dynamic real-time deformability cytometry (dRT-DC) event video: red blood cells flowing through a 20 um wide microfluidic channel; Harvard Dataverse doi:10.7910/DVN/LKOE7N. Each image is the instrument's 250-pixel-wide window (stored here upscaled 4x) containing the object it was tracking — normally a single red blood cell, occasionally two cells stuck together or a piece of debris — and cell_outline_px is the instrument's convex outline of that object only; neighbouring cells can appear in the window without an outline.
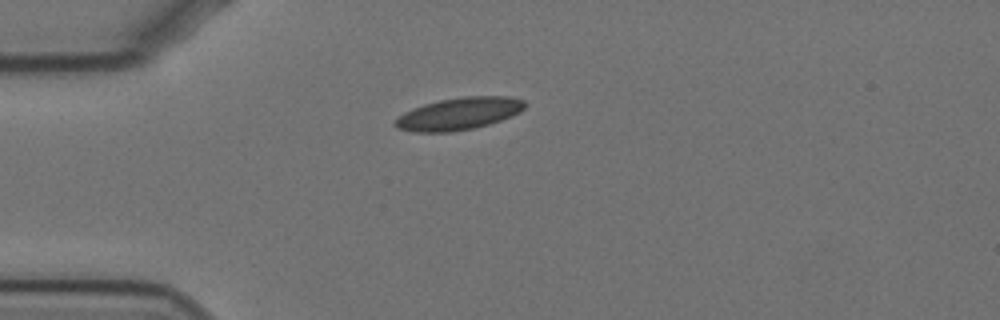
{"species": "Egyptian fruit bat (a non-hibernating species)", "species_latin": "Rousettus aegyptiacus", "temperature_condition": "cold", "stored_images_in_passage": 38, "camera_frame_rate_fps": 3000, "um_per_image_px": 0.085, "animal": {"sex": "female"}, "frame": {"image": 1, "passage_image": 1, "time_ms": 0.0, "image_size_px": [1000, 320], "cell_outline_px": [[528, 104], [520, 112], [512, 116], [488, 124], [472, 128], [452, 132], [412, 132], [396, 128], [392, 124], [404, 112], [412, 108], [424, 104], [440, 100], [464, 96], [512, 96], [524, 100]], "centroid_in_image_um": [39.02, 9.66], "position_along_channel_um": 46.0, "area_um2": 24.51}}
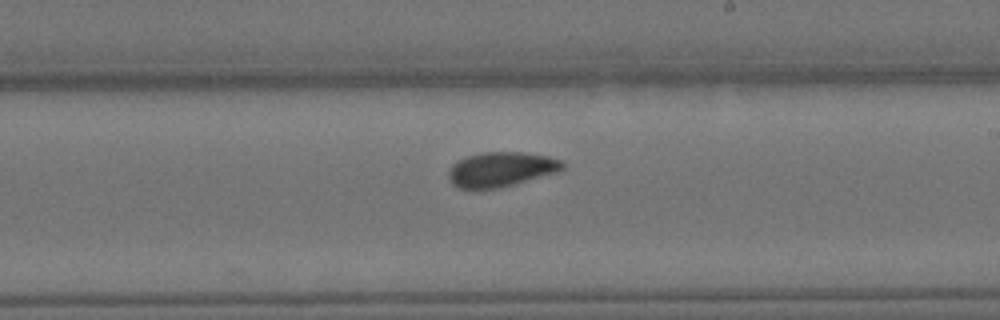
{"frame": {"image": 2, "passage_image": 20, "time_ms": 6.333, "image_size_px": [1000, 320], "cell_outline_px": [[564, 168], [560, 172], [496, 188], [460, 188], [452, 184], [448, 176], [448, 172], [452, 164], [468, 156], [484, 152], [524, 152], [548, 156], [560, 160], [564, 164]], "centroid_in_image_um": [42.61, 14.38], "position_along_channel_um": 246.4, "area_um2": 22.83}}
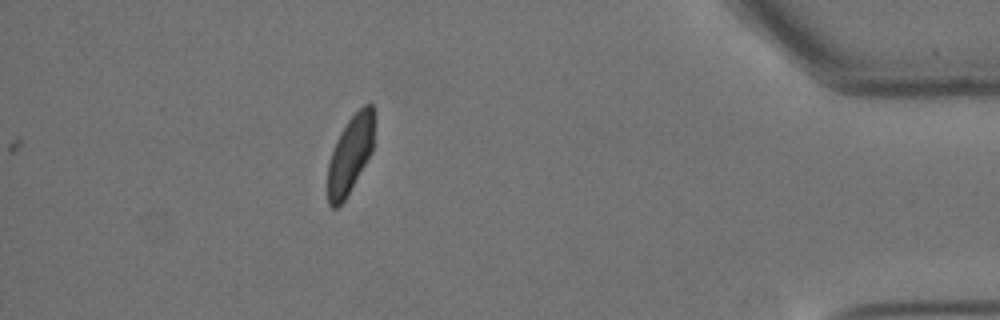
{"frame": {"image": 3, "passage_image": 38, "time_ms": 12.333, "image_size_px": [1000, 320], "cell_outline_px": [[376, 120], [372, 152], [344, 200], [336, 208], [332, 208], [328, 204], [328, 164], [336, 140], [340, 132], [348, 120], [364, 104], [372, 104]], "centroid_in_image_um": [29.8, 13.08], "position_along_channel_um": 405.4, "area_um2": 21.1}, "authors_computed_cell_mechanics": {"area_um2": 23.0911, "velocity_mm_per_s": 3.4456, "shape_relaxation_time_tau1_ms": 8.2862, "shape_relaxation_time_tau2_ms": 2.4582, "deformation_change_tau1": 0.1276, "deformation_change_tau2": 0.0677}}